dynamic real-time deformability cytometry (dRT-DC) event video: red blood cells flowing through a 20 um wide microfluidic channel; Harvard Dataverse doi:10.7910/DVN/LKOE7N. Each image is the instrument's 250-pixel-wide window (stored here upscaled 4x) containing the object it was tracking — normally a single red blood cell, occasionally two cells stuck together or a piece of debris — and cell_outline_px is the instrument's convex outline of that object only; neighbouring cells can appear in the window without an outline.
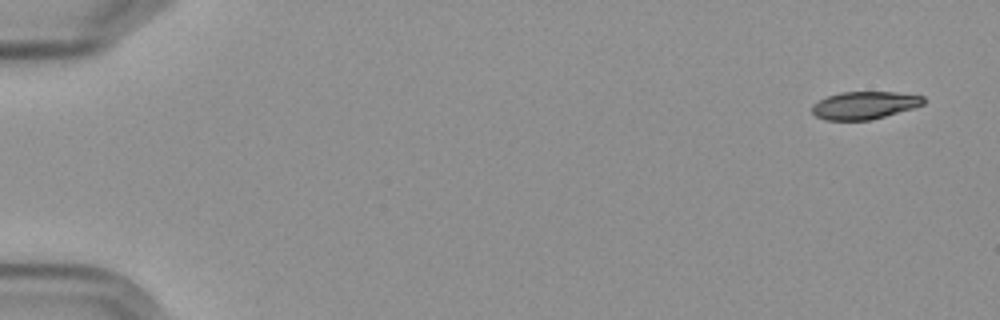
{"species": "Egyptian fruit bat (a non-hibernating species)", "species_latin": "Rousettus aegyptiacus", "temperature_condition": "cold", "stored_images_in_passage": 8, "camera_frame_rate_fps": 3000, "um_per_image_px": 0.085, "frame": {"image": 1, "passage_image": 1, "time_ms": 0.0, "image_size_px": [1000, 320], "cell_outline_px": [[924, 104], [912, 108], [872, 120], [824, 120], [816, 116], [812, 112], [812, 104], [828, 96], [840, 92], [896, 92], [924, 96]], "centroid_in_image_um": [73.47, 8.95], "position_along_channel_um": 11.5, "area_um2": 17.92}}
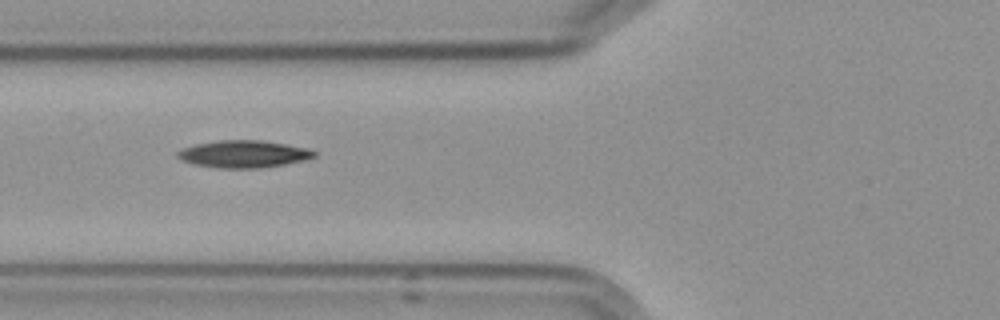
{"frame": {"image": 2, "passage_image": 7, "time_ms": 6.667, "image_size_px": [1000, 320], "cell_outline_px": [[316, 156], [304, 160], [284, 164], [260, 168], [216, 168], [192, 164], [180, 160], [176, 156], [176, 152], [180, 148], [196, 144], [220, 140], [260, 140], [288, 144], [308, 148], [316, 152]], "centroid_in_image_um": [20.66, 13.09], "position_along_channel_um": 105.1, "area_um2": 21.91}}
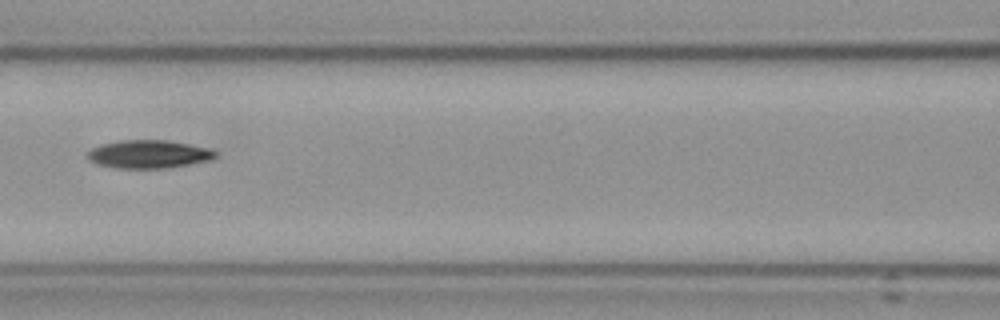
{"frame": {"image": 3, "passage_image": 8, "time_ms": 8.0, "image_size_px": [1000, 320], "cell_outline_px": [[216, 156], [212, 160], [168, 168], [116, 168], [100, 164], [88, 160], [88, 152], [92, 148], [100, 144], [120, 140], [168, 140], [212, 148], [216, 152]], "centroid_in_image_um": [12.68, 13.1], "position_along_channel_um": 153.9, "area_um2": 21.1}}